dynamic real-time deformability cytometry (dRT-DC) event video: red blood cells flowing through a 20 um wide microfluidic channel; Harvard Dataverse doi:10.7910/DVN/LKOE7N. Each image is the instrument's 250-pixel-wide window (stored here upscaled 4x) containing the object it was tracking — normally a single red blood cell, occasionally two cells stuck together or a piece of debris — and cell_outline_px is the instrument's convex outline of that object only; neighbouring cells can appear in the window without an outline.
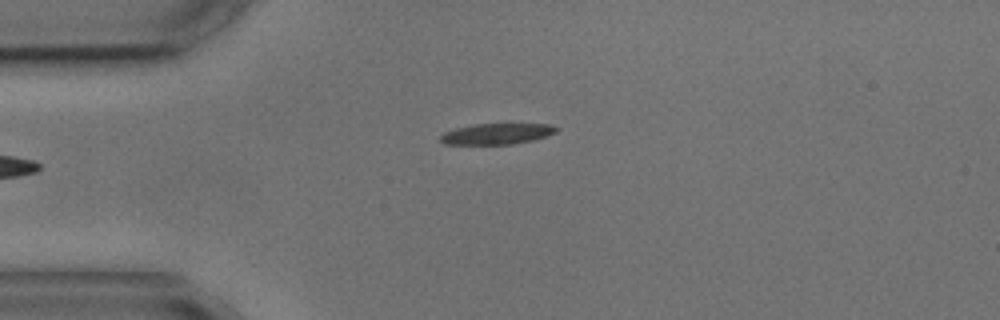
{"species": "common noctule bat (a hibernating species)", "species_latin": "Nyctalus noctula", "temperature_condition": "cold", "stored_images_in_passage": 4, "camera_frame_rate_fps": 3000, "um_per_image_px": 0.085, "animal": {"sex": "male", "body_mass_g": 17.9, "forearm_length_mm": 54.2}, "frame": {"image": 1, "passage_image": 4, "time_ms": 3.333, "image_size_px": [1000, 320], "cell_outline_px": [[560, 128], [556, 132], [548, 136], [532, 140], [512, 144], [444, 144], [440, 140], [440, 136], [444, 132], [456, 128], [472, 124], [548, 124]], "centroid_in_image_um": [42.24, 11.37], "position_along_channel_um": 42.8, "area_um2": 14.1}}